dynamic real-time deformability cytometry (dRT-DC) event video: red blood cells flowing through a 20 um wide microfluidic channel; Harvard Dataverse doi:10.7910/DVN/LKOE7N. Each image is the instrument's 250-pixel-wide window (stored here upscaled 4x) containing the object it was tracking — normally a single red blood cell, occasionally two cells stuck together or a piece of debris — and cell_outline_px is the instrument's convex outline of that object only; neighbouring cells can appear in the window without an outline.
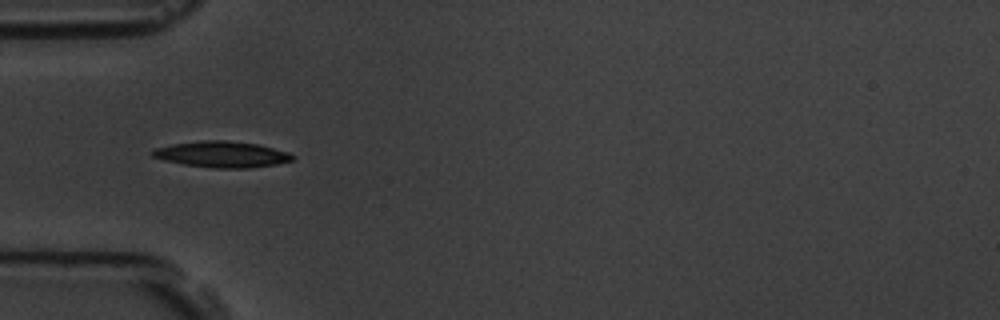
{"species": "common noctule bat (a hibernating species)", "species_latin": "Nyctalus noctula", "temperature_condition": "room temperature", "stored_images_in_passage": 15, "camera_frame_rate_fps": 3000, "um_per_image_px": 0.085, "animal": {"sex": "male", "body_mass_g": 19.5, "forearm_length_mm": 54.6}, "frame": {"image": 1, "passage_image": 5, "time_ms": 5.667, "image_size_px": [1000, 320], "cell_outline_px": [[296, 156], [292, 160], [276, 164], [248, 168], [212, 168], [184, 164], [164, 160], [152, 156], [148, 152], [156, 148], [172, 144], [204, 140], [228, 140], [256, 144], [288, 152]], "centroid_in_image_um": [18.84, 13.12], "position_along_channel_um": 66.2, "area_um2": 21.21}}
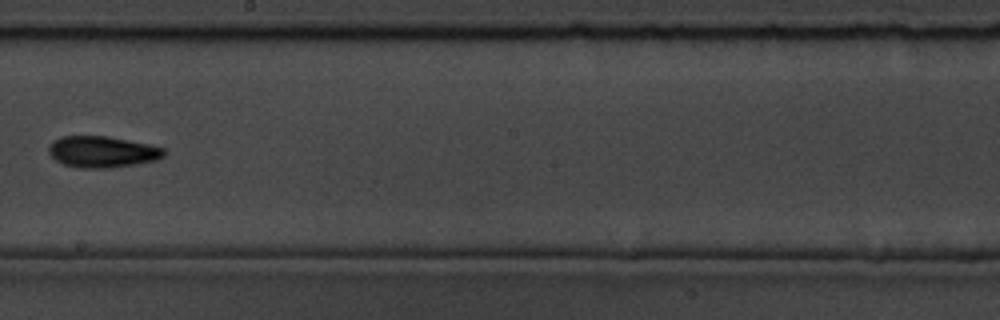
{"frame": {"image": 2, "passage_image": 9, "time_ms": 10.333, "image_size_px": [1000, 320], "cell_outline_px": [[164, 156], [156, 160], [108, 168], [80, 168], [64, 164], [56, 160], [48, 152], [48, 148], [60, 136], [108, 136], [148, 144], [164, 148]], "centroid_in_image_um": [8.68, 12.9], "position_along_channel_um": 239.5, "area_um2": 20.75}}
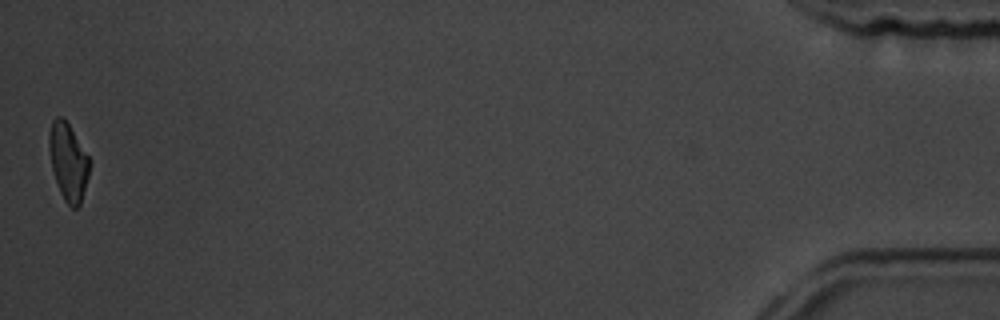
{"frame": {"image": 3, "passage_image": 15, "time_ms": 18.0, "image_size_px": [1000, 320], "cell_outline_px": [[92, 164], [80, 204], [76, 208], [72, 208], [64, 200], [60, 192], [52, 168], [48, 144], [48, 136], [52, 120], [56, 116], [60, 116], [68, 124], [92, 160]], "centroid_in_image_um": [5.82, 13.74], "position_along_channel_um": 429.4, "area_um2": 18.26}, "authors_computed_cell_mechanics": {"area_um2": 19.9988, "velocity_mm_per_s": 3.733, "shape_relaxation_time_tau1_ms": 2.6188, "shape_relaxation_time_tau2_ms": null, "deformation_change_tau1": 0.1186, "deformation_change_tau2": null}}